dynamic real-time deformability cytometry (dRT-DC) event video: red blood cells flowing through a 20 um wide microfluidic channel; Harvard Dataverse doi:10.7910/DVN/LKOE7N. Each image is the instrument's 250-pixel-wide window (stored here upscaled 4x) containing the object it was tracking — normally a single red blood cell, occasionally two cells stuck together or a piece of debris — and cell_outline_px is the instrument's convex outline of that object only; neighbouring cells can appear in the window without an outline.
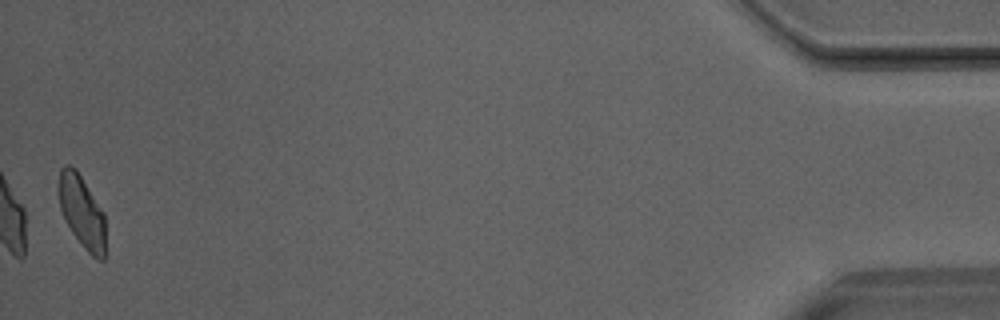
{"species": "Egyptian fruit bat (a non-hibernating species)", "species_latin": "Rousettus aegyptiacus", "temperature_condition": "room temperature", "stored_images_in_passage": 33, "camera_frame_rate_fps": 3000, "um_per_image_px": 0.085, "animal": {"sex": "male"}, "frame": {"image": 1, "passage_image": 33, "time_ms": 10.667, "image_size_px": [1000, 320], "cell_outline_px": [[104, 260], [96, 260], [84, 248], [72, 232], [64, 220], [60, 208], [56, 188], [60, 168], [64, 164], [68, 164], [76, 168], [104, 212]], "centroid_in_image_um": [6.91, 17.94], "position_along_channel_um": 428.3, "area_um2": 20.11}}